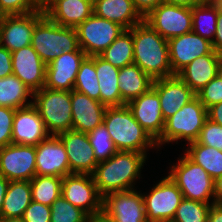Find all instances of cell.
<instances>
[{
	"label": "cell",
	"instance_id": "1",
	"mask_svg": "<svg viewBox=\"0 0 222 222\" xmlns=\"http://www.w3.org/2000/svg\"><path fill=\"white\" fill-rule=\"evenodd\" d=\"M131 33L134 64L153 80L174 76L169 61L168 40L144 21L132 27Z\"/></svg>",
	"mask_w": 222,
	"mask_h": 222
},
{
	"label": "cell",
	"instance_id": "2",
	"mask_svg": "<svg viewBox=\"0 0 222 222\" xmlns=\"http://www.w3.org/2000/svg\"><path fill=\"white\" fill-rule=\"evenodd\" d=\"M146 157L134 151H117L108 160L99 162L92 173L99 194L104 197L111 192L133 190L132 183L140 178Z\"/></svg>",
	"mask_w": 222,
	"mask_h": 222
},
{
	"label": "cell",
	"instance_id": "3",
	"mask_svg": "<svg viewBox=\"0 0 222 222\" xmlns=\"http://www.w3.org/2000/svg\"><path fill=\"white\" fill-rule=\"evenodd\" d=\"M103 123L118 151L146 154L148 147L157 146L156 142L135 120L127 105L107 107Z\"/></svg>",
	"mask_w": 222,
	"mask_h": 222
},
{
	"label": "cell",
	"instance_id": "4",
	"mask_svg": "<svg viewBox=\"0 0 222 222\" xmlns=\"http://www.w3.org/2000/svg\"><path fill=\"white\" fill-rule=\"evenodd\" d=\"M31 45L46 65L62 53L80 48L74 27L58 25L46 15L35 25Z\"/></svg>",
	"mask_w": 222,
	"mask_h": 222
},
{
	"label": "cell",
	"instance_id": "5",
	"mask_svg": "<svg viewBox=\"0 0 222 222\" xmlns=\"http://www.w3.org/2000/svg\"><path fill=\"white\" fill-rule=\"evenodd\" d=\"M33 106L52 135L73 130L71 91L43 87L33 92Z\"/></svg>",
	"mask_w": 222,
	"mask_h": 222
},
{
	"label": "cell",
	"instance_id": "6",
	"mask_svg": "<svg viewBox=\"0 0 222 222\" xmlns=\"http://www.w3.org/2000/svg\"><path fill=\"white\" fill-rule=\"evenodd\" d=\"M207 119V109L195 97L165 121L163 133L156 141L157 147L182 139L188 141V144L196 141Z\"/></svg>",
	"mask_w": 222,
	"mask_h": 222
},
{
	"label": "cell",
	"instance_id": "7",
	"mask_svg": "<svg viewBox=\"0 0 222 222\" xmlns=\"http://www.w3.org/2000/svg\"><path fill=\"white\" fill-rule=\"evenodd\" d=\"M169 177L181 190L183 198L203 203H210L211 197L214 198V180L186 155L171 167Z\"/></svg>",
	"mask_w": 222,
	"mask_h": 222
},
{
	"label": "cell",
	"instance_id": "8",
	"mask_svg": "<svg viewBox=\"0 0 222 222\" xmlns=\"http://www.w3.org/2000/svg\"><path fill=\"white\" fill-rule=\"evenodd\" d=\"M80 49L87 56H100L126 29L94 13L76 28Z\"/></svg>",
	"mask_w": 222,
	"mask_h": 222
},
{
	"label": "cell",
	"instance_id": "9",
	"mask_svg": "<svg viewBox=\"0 0 222 222\" xmlns=\"http://www.w3.org/2000/svg\"><path fill=\"white\" fill-rule=\"evenodd\" d=\"M61 195L90 218L102 212L103 197L97 190L92 174L72 173L63 177Z\"/></svg>",
	"mask_w": 222,
	"mask_h": 222
},
{
	"label": "cell",
	"instance_id": "10",
	"mask_svg": "<svg viewBox=\"0 0 222 222\" xmlns=\"http://www.w3.org/2000/svg\"><path fill=\"white\" fill-rule=\"evenodd\" d=\"M144 22L169 40L192 31V8L162 2L144 18Z\"/></svg>",
	"mask_w": 222,
	"mask_h": 222
},
{
	"label": "cell",
	"instance_id": "11",
	"mask_svg": "<svg viewBox=\"0 0 222 222\" xmlns=\"http://www.w3.org/2000/svg\"><path fill=\"white\" fill-rule=\"evenodd\" d=\"M142 197L148 222H157L173 220L183 194L168 175L149 194H142Z\"/></svg>",
	"mask_w": 222,
	"mask_h": 222
},
{
	"label": "cell",
	"instance_id": "12",
	"mask_svg": "<svg viewBox=\"0 0 222 222\" xmlns=\"http://www.w3.org/2000/svg\"><path fill=\"white\" fill-rule=\"evenodd\" d=\"M0 175L8 181H30L36 175V146L11 143L1 147Z\"/></svg>",
	"mask_w": 222,
	"mask_h": 222
},
{
	"label": "cell",
	"instance_id": "13",
	"mask_svg": "<svg viewBox=\"0 0 222 222\" xmlns=\"http://www.w3.org/2000/svg\"><path fill=\"white\" fill-rule=\"evenodd\" d=\"M44 16L43 8L28 14L5 15L0 24V45L9 52L31 45L35 25Z\"/></svg>",
	"mask_w": 222,
	"mask_h": 222
},
{
	"label": "cell",
	"instance_id": "14",
	"mask_svg": "<svg viewBox=\"0 0 222 222\" xmlns=\"http://www.w3.org/2000/svg\"><path fill=\"white\" fill-rule=\"evenodd\" d=\"M102 212L116 222H148L142 194L136 189L106 194Z\"/></svg>",
	"mask_w": 222,
	"mask_h": 222
},
{
	"label": "cell",
	"instance_id": "15",
	"mask_svg": "<svg viewBox=\"0 0 222 222\" xmlns=\"http://www.w3.org/2000/svg\"><path fill=\"white\" fill-rule=\"evenodd\" d=\"M168 45L169 61L174 75L196 58L210 54L214 50L212 42L193 31L170 38Z\"/></svg>",
	"mask_w": 222,
	"mask_h": 222
},
{
	"label": "cell",
	"instance_id": "16",
	"mask_svg": "<svg viewBox=\"0 0 222 222\" xmlns=\"http://www.w3.org/2000/svg\"><path fill=\"white\" fill-rule=\"evenodd\" d=\"M69 161L70 173L92 174L98 165L87 133L68 130L57 134Z\"/></svg>",
	"mask_w": 222,
	"mask_h": 222
},
{
	"label": "cell",
	"instance_id": "17",
	"mask_svg": "<svg viewBox=\"0 0 222 222\" xmlns=\"http://www.w3.org/2000/svg\"><path fill=\"white\" fill-rule=\"evenodd\" d=\"M126 105L135 120L156 142L161 137L165 126L158 93L151 88L148 92L129 101Z\"/></svg>",
	"mask_w": 222,
	"mask_h": 222
},
{
	"label": "cell",
	"instance_id": "18",
	"mask_svg": "<svg viewBox=\"0 0 222 222\" xmlns=\"http://www.w3.org/2000/svg\"><path fill=\"white\" fill-rule=\"evenodd\" d=\"M65 147L57 135H50L36 146V175L65 177L70 175Z\"/></svg>",
	"mask_w": 222,
	"mask_h": 222
},
{
	"label": "cell",
	"instance_id": "19",
	"mask_svg": "<svg viewBox=\"0 0 222 222\" xmlns=\"http://www.w3.org/2000/svg\"><path fill=\"white\" fill-rule=\"evenodd\" d=\"M86 56V53L79 48L75 52H64L47 64L44 87L53 90L72 91L80 64Z\"/></svg>",
	"mask_w": 222,
	"mask_h": 222
},
{
	"label": "cell",
	"instance_id": "20",
	"mask_svg": "<svg viewBox=\"0 0 222 222\" xmlns=\"http://www.w3.org/2000/svg\"><path fill=\"white\" fill-rule=\"evenodd\" d=\"M50 136L37 109L30 105L15 110L12 126V143L37 146Z\"/></svg>",
	"mask_w": 222,
	"mask_h": 222
},
{
	"label": "cell",
	"instance_id": "21",
	"mask_svg": "<svg viewBox=\"0 0 222 222\" xmlns=\"http://www.w3.org/2000/svg\"><path fill=\"white\" fill-rule=\"evenodd\" d=\"M13 74L31 91L36 92L45 86L46 67L32 45L11 52Z\"/></svg>",
	"mask_w": 222,
	"mask_h": 222
},
{
	"label": "cell",
	"instance_id": "22",
	"mask_svg": "<svg viewBox=\"0 0 222 222\" xmlns=\"http://www.w3.org/2000/svg\"><path fill=\"white\" fill-rule=\"evenodd\" d=\"M152 88L158 93L165 121L196 97L177 75L154 80Z\"/></svg>",
	"mask_w": 222,
	"mask_h": 222
},
{
	"label": "cell",
	"instance_id": "23",
	"mask_svg": "<svg viewBox=\"0 0 222 222\" xmlns=\"http://www.w3.org/2000/svg\"><path fill=\"white\" fill-rule=\"evenodd\" d=\"M43 9L52 22L74 28L94 13L93 0H50Z\"/></svg>",
	"mask_w": 222,
	"mask_h": 222
},
{
	"label": "cell",
	"instance_id": "24",
	"mask_svg": "<svg viewBox=\"0 0 222 222\" xmlns=\"http://www.w3.org/2000/svg\"><path fill=\"white\" fill-rule=\"evenodd\" d=\"M221 60L222 54L213 50L193 60L177 76L196 94L221 72Z\"/></svg>",
	"mask_w": 222,
	"mask_h": 222
},
{
	"label": "cell",
	"instance_id": "25",
	"mask_svg": "<svg viewBox=\"0 0 222 222\" xmlns=\"http://www.w3.org/2000/svg\"><path fill=\"white\" fill-rule=\"evenodd\" d=\"M73 130L89 133L103 123L107 106L86 94L71 91Z\"/></svg>",
	"mask_w": 222,
	"mask_h": 222
},
{
	"label": "cell",
	"instance_id": "26",
	"mask_svg": "<svg viewBox=\"0 0 222 222\" xmlns=\"http://www.w3.org/2000/svg\"><path fill=\"white\" fill-rule=\"evenodd\" d=\"M94 14L131 29L144 21L132 0H93Z\"/></svg>",
	"mask_w": 222,
	"mask_h": 222
},
{
	"label": "cell",
	"instance_id": "27",
	"mask_svg": "<svg viewBox=\"0 0 222 222\" xmlns=\"http://www.w3.org/2000/svg\"><path fill=\"white\" fill-rule=\"evenodd\" d=\"M95 69L99 81L100 102L107 107L124 106L121 99L118 74L120 69L112 66L100 56H95Z\"/></svg>",
	"mask_w": 222,
	"mask_h": 222
},
{
	"label": "cell",
	"instance_id": "28",
	"mask_svg": "<svg viewBox=\"0 0 222 222\" xmlns=\"http://www.w3.org/2000/svg\"><path fill=\"white\" fill-rule=\"evenodd\" d=\"M118 82L121 99L127 104L148 92L154 80L133 63L120 68Z\"/></svg>",
	"mask_w": 222,
	"mask_h": 222
},
{
	"label": "cell",
	"instance_id": "29",
	"mask_svg": "<svg viewBox=\"0 0 222 222\" xmlns=\"http://www.w3.org/2000/svg\"><path fill=\"white\" fill-rule=\"evenodd\" d=\"M32 201L30 181H10L0 218H21Z\"/></svg>",
	"mask_w": 222,
	"mask_h": 222
},
{
	"label": "cell",
	"instance_id": "30",
	"mask_svg": "<svg viewBox=\"0 0 222 222\" xmlns=\"http://www.w3.org/2000/svg\"><path fill=\"white\" fill-rule=\"evenodd\" d=\"M28 96L33 97V91L14 74L0 79V106L15 110L28 107L33 104V102H27Z\"/></svg>",
	"mask_w": 222,
	"mask_h": 222
},
{
	"label": "cell",
	"instance_id": "31",
	"mask_svg": "<svg viewBox=\"0 0 222 222\" xmlns=\"http://www.w3.org/2000/svg\"><path fill=\"white\" fill-rule=\"evenodd\" d=\"M188 146L185 155L201 166L213 180L222 175V151L196 141L189 143Z\"/></svg>",
	"mask_w": 222,
	"mask_h": 222
},
{
	"label": "cell",
	"instance_id": "32",
	"mask_svg": "<svg viewBox=\"0 0 222 222\" xmlns=\"http://www.w3.org/2000/svg\"><path fill=\"white\" fill-rule=\"evenodd\" d=\"M100 57L112 66L123 68L134 63V46L131 29H126L105 49Z\"/></svg>",
	"mask_w": 222,
	"mask_h": 222
},
{
	"label": "cell",
	"instance_id": "33",
	"mask_svg": "<svg viewBox=\"0 0 222 222\" xmlns=\"http://www.w3.org/2000/svg\"><path fill=\"white\" fill-rule=\"evenodd\" d=\"M218 5L199 3L192 7V31L213 42L216 32ZM212 37V38H211Z\"/></svg>",
	"mask_w": 222,
	"mask_h": 222
},
{
	"label": "cell",
	"instance_id": "34",
	"mask_svg": "<svg viewBox=\"0 0 222 222\" xmlns=\"http://www.w3.org/2000/svg\"><path fill=\"white\" fill-rule=\"evenodd\" d=\"M63 177L35 175L31 180L32 200L41 204H51L61 196Z\"/></svg>",
	"mask_w": 222,
	"mask_h": 222
},
{
	"label": "cell",
	"instance_id": "35",
	"mask_svg": "<svg viewBox=\"0 0 222 222\" xmlns=\"http://www.w3.org/2000/svg\"><path fill=\"white\" fill-rule=\"evenodd\" d=\"M73 90L84 93L89 98L100 102V88L95 69V56H86L81 62Z\"/></svg>",
	"mask_w": 222,
	"mask_h": 222
},
{
	"label": "cell",
	"instance_id": "36",
	"mask_svg": "<svg viewBox=\"0 0 222 222\" xmlns=\"http://www.w3.org/2000/svg\"><path fill=\"white\" fill-rule=\"evenodd\" d=\"M215 202L203 203L183 198L176 209L173 220L175 222H207L210 207Z\"/></svg>",
	"mask_w": 222,
	"mask_h": 222
},
{
	"label": "cell",
	"instance_id": "37",
	"mask_svg": "<svg viewBox=\"0 0 222 222\" xmlns=\"http://www.w3.org/2000/svg\"><path fill=\"white\" fill-rule=\"evenodd\" d=\"M87 135L98 163L108 160L118 151L104 123L90 131Z\"/></svg>",
	"mask_w": 222,
	"mask_h": 222
},
{
	"label": "cell",
	"instance_id": "38",
	"mask_svg": "<svg viewBox=\"0 0 222 222\" xmlns=\"http://www.w3.org/2000/svg\"><path fill=\"white\" fill-rule=\"evenodd\" d=\"M50 222H90V217L62 195L51 204Z\"/></svg>",
	"mask_w": 222,
	"mask_h": 222
},
{
	"label": "cell",
	"instance_id": "39",
	"mask_svg": "<svg viewBox=\"0 0 222 222\" xmlns=\"http://www.w3.org/2000/svg\"><path fill=\"white\" fill-rule=\"evenodd\" d=\"M196 97L206 109L214 104L222 102V72L196 93Z\"/></svg>",
	"mask_w": 222,
	"mask_h": 222
},
{
	"label": "cell",
	"instance_id": "40",
	"mask_svg": "<svg viewBox=\"0 0 222 222\" xmlns=\"http://www.w3.org/2000/svg\"><path fill=\"white\" fill-rule=\"evenodd\" d=\"M40 0H0L5 15H22L42 9Z\"/></svg>",
	"mask_w": 222,
	"mask_h": 222
},
{
	"label": "cell",
	"instance_id": "41",
	"mask_svg": "<svg viewBox=\"0 0 222 222\" xmlns=\"http://www.w3.org/2000/svg\"><path fill=\"white\" fill-rule=\"evenodd\" d=\"M196 142L222 151V126L207 119Z\"/></svg>",
	"mask_w": 222,
	"mask_h": 222
},
{
	"label": "cell",
	"instance_id": "42",
	"mask_svg": "<svg viewBox=\"0 0 222 222\" xmlns=\"http://www.w3.org/2000/svg\"><path fill=\"white\" fill-rule=\"evenodd\" d=\"M15 109L0 106V148L12 143V126Z\"/></svg>",
	"mask_w": 222,
	"mask_h": 222
},
{
	"label": "cell",
	"instance_id": "43",
	"mask_svg": "<svg viewBox=\"0 0 222 222\" xmlns=\"http://www.w3.org/2000/svg\"><path fill=\"white\" fill-rule=\"evenodd\" d=\"M22 218L25 222H50L51 207L32 200Z\"/></svg>",
	"mask_w": 222,
	"mask_h": 222
},
{
	"label": "cell",
	"instance_id": "44",
	"mask_svg": "<svg viewBox=\"0 0 222 222\" xmlns=\"http://www.w3.org/2000/svg\"><path fill=\"white\" fill-rule=\"evenodd\" d=\"M13 74L12 56L5 47L0 45V79Z\"/></svg>",
	"mask_w": 222,
	"mask_h": 222
},
{
	"label": "cell",
	"instance_id": "45",
	"mask_svg": "<svg viewBox=\"0 0 222 222\" xmlns=\"http://www.w3.org/2000/svg\"><path fill=\"white\" fill-rule=\"evenodd\" d=\"M135 8L140 15L145 18L154 8L163 2V0H132Z\"/></svg>",
	"mask_w": 222,
	"mask_h": 222
},
{
	"label": "cell",
	"instance_id": "46",
	"mask_svg": "<svg viewBox=\"0 0 222 222\" xmlns=\"http://www.w3.org/2000/svg\"><path fill=\"white\" fill-rule=\"evenodd\" d=\"M216 32L212 46L214 51L222 54V5H218V17L216 23Z\"/></svg>",
	"mask_w": 222,
	"mask_h": 222
},
{
	"label": "cell",
	"instance_id": "47",
	"mask_svg": "<svg viewBox=\"0 0 222 222\" xmlns=\"http://www.w3.org/2000/svg\"><path fill=\"white\" fill-rule=\"evenodd\" d=\"M207 112L208 119L222 126V102L212 105Z\"/></svg>",
	"mask_w": 222,
	"mask_h": 222
},
{
	"label": "cell",
	"instance_id": "48",
	"mask_svg": "<svg viewBox=\"0 0 222 222\" xmlns=\"http://www.w3.org/2000/svg\"><path fill=\"white\" fill-rule=\"evenodd\" d=\"M207 222H222V204H212L208 213Z\"/></svg>",
	"mask_w": 222,
	"mask_h": 222
},
{
	"label": "cell",
	"instance_id": "49",
	"mask_svg": "<svg viewBox=\"0 0 222 222\" xmlns=\"http://www.w3.org/2000/svg\"><path fill=\"white\" fill-rule=\"evenodd\" d=\"M216 204H222V175L214 180V199Z\"/></svg>",
	"mask_w": 222,
	"mask_h": 222
},
{
	"label": "cell",
	"instance_id": "50",
	"mask_svg": "<svg viewBox=\"0 0 222 222\" xmlns=\"http://www.w3.org/2000/svg\"><path fill=\"white\" fill-rule=\"evenodd\" d=\"M163 2L172 5L192 8L193 6L199 4L200 0H163Z\"/></svg>",
	"mask_w": 222,
	"mask_h": 222
},
{
	"label": "cell",
	"instance_id": "51",
	"mask_svg": "<svg viewBox=\"0 0 222 222\" xmlns=\"http://www.w3.org/2000/svg\"><path fill=\"white\" fill-rule=\"evenodd\" d=\"M9 182L5 177L0 175V211L3 206L4 197L6 195V191L9 185Z\"/></svg>",
	"mask_w": 222,
	"mask_h": 222
},
{
	"label": "cell",
	"instance_id": "52",
	"mask_svg": "<svg viewBox=\"0 0 222 222\" xmlns=\"http://www.w3.org/2000/svg\"><path fill=\"white\" fill-rule=\"evenodd\" d=\"M90 222H116L113 219L107 217L103 212L90 219Z\"/></svg>",
	"mask_w": 222,
	"mask_h": 222
},
{
	"label": "cell",
	"instance_id": "53",
	"mask_svg": "<svg viewBox=\"0 0 222 222\" xmlns=\"http://www.w3.org/2000/svg\"><path fill=\"white\" fill-rule=\"evenodd\" d=\"M205 5H222V0H200Z\"/></svg>",
	"mask_w": 222,
	"mask_h": 222
},
{
	"label": "cell",
	"instance_id": "54",
	"mask_svg": "<svg viewBox=\"0 0 222 222\" xmlns=\"http://www.w3.org/2000/svg\"><path fill=\"white\" fill-rule=\"evenodd\" d=\"M0 222H25L23 218H0Z\"/></svg>",
	"mask_w": 222,
	"mask_h": 222
},
{
	"label": "cell",
	"instance_id": "55",
	"mask_svg": "<svg viewBox=\"0 0 222 222\" xmlns=\"http://www.w3.org/2000/svg\"><path fill=\"white\" fill-rule=\"evenodd\" d=\"M5 14L0 10V24L3 21Z\"/></svg>",
	"mask_w": 222,
	"mask_h": 222
},
{
	"label": "cell",
	"instance_id": "56",
	"mask_svg": "<svg viewBox=\"0 0 222 222\" xmlns=\"http://www.w3.org/2000/svg\"><path fill=\"white\" fill-rule=\"evenodd\" d=\"M50 0H40L42 7H44Z\"/></svg>",
	"mask_w": 222,
	"mask_h": 222
},
{
	"label": "cell",
	"instance_id": "57",
	"mask_svg": "<svg viewBox=\"0 0 222 222\" xmlns=\"http://www.w3.org/2000/svg\"><path fill=\"white\" fill-rule=\"evenodd\" d=\"M157 222H175L174 220H164V221H157Z\"/></svg>",
	"mask_w": 222,
	"mask_h": 222
}]
</instances>
